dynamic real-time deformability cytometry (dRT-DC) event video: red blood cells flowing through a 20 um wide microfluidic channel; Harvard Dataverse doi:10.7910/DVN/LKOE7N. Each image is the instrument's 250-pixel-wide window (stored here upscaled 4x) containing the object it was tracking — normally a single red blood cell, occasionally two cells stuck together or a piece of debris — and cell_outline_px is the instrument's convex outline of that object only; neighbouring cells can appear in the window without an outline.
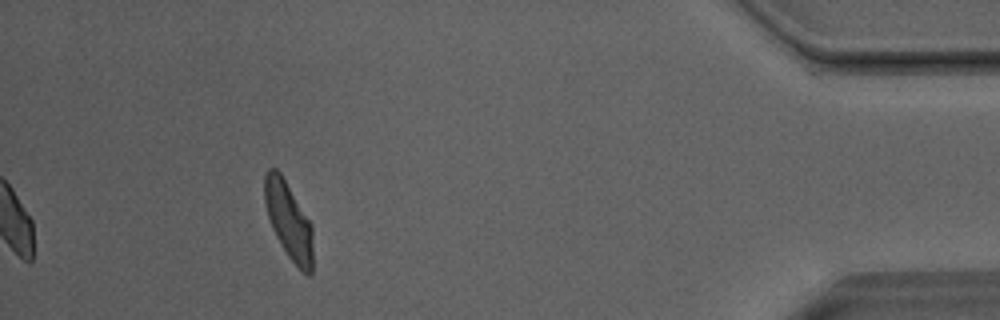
{"species": "Egyptian fruit bat (a non-hibernating species)", "species_latin": "Rousettus aegyptiacus", "temperature_condition": "room temperature", "stored_images_in_passage": 44, "camera_frame_rate_fps": 3000, "um_per_image_px": 0.085, "animal": {"sex": "male"}, "frame": {"image": 1, "passage_image": 44, "time_ms": 14.333, "image_size_px": [1000, 320], "cell_outline_px": [[312, 272], [308, 276], [300, 272], [288, 256], [276, 236], [272, 228], [268, 216], [264, 200], [264, 176], [268, 168], [276, 168], [280, 172], [312, 224]], "centroid_in_image_um": [24.54, 18.77], "position_along_channel_um": 410.7, "area_um2": 21.73}, "authors_computed_cell_mechanics": {"area_um2": 22.6576, "velocity_mm_per_s": 4.016, "shape_relaxation_time_tau1_ms": 4.1861, "shape_relaxation_time_tau2_ms": 1.53, "deformation_change_tau1": 0.1557, "deformation_change_tau2": 0.0841}}